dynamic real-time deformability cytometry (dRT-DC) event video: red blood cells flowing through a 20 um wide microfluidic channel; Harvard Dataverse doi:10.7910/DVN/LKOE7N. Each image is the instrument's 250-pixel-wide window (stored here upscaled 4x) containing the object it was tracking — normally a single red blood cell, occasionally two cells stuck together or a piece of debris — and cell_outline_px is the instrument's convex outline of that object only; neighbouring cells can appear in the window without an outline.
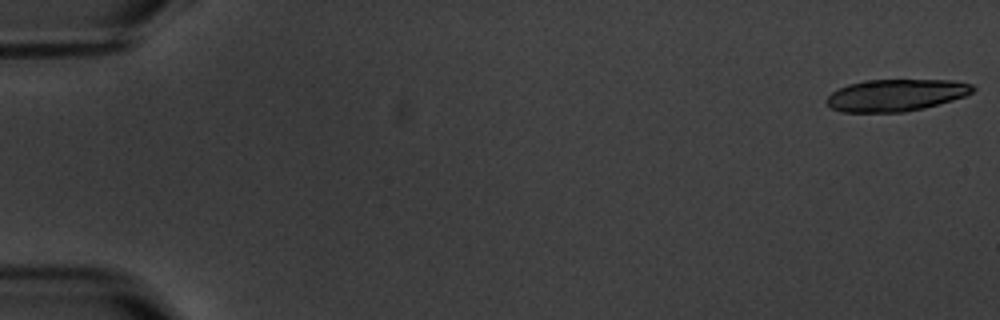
{"species": "common noctule bat (a hibernating species)", "species_latin": "Nyctalus noctula", "temperature_condition": "warm", "stored_images_in_passage": 7, "camera_frame_rate_fps": 3000, "um_per_image_px": 0.085, "animal": {"sex": "male", "body_mass_g": 20.1, "forearm_length_mm": 53.5}, "frame": {"image": 1, "passage_image": 1, "time_ms": 0.0, "image_size_px": [1000, 320], "cell_outline_px": [[976, 88], [972, 92], [964, 96], [952, 100], [924, 108], [904, 112], [844, 112], [832, 108], [824, 100], [832, 92], [848, 84], [864, 80], [952, 80], [972, 84]], "centroid_in_image_um": [76.15, 8.08], "position_along_channel_um": 8.8, "area_um2": 27.17}}
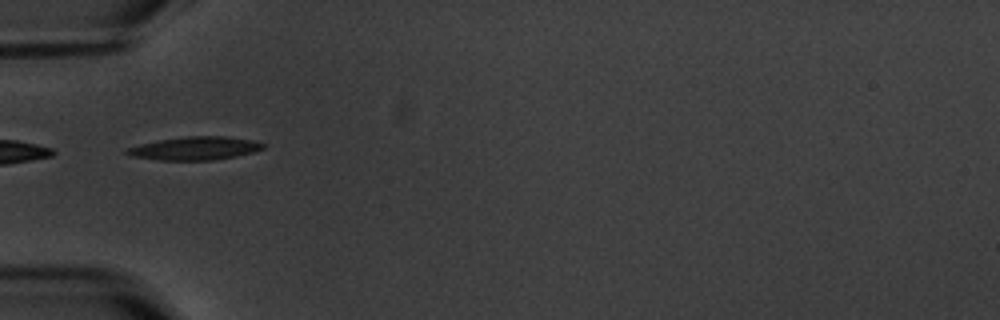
{"frame": {"image": 2, "passage_image": 6, "time_ms": 6.333, "image_size_px": [1000, 320], "cell_outline_px": [[264, 148], [252, 152], [236, 156], [212, 160], [160, 160], [132, 156], [124, 152], [124, 148], [140, 144], [160, 140], [188, 136], [228, 136], [252, 140], [264, 144]], "centroid_in_image_um": [16.54, 12.6], "position_along_channel_um": 68.5, "area_um2": 18.32}}